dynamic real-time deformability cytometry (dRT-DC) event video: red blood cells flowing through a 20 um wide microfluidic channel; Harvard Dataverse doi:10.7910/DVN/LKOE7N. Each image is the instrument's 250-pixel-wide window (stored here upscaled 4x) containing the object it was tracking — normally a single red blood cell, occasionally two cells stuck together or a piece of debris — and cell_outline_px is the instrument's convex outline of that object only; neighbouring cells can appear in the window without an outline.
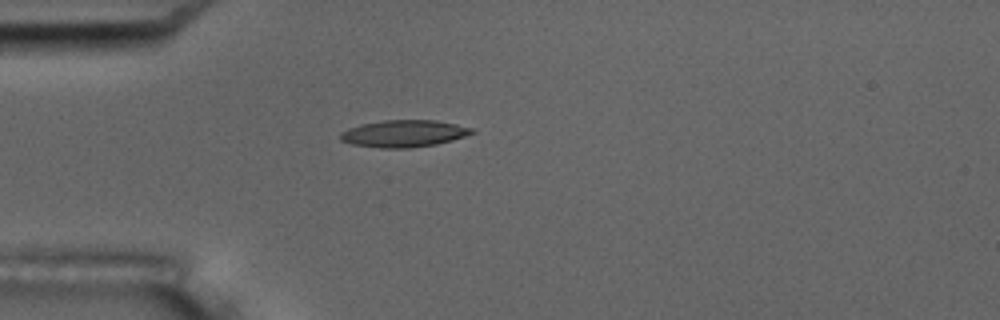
{"species": "common noctule bat (a hibernating species)", "species_latin": "Nyctalus noctula", "temperature_condition": "room temperature", "stored_images_in_passage": 4, "camera_frame_rate_fps": 3000, "um_per_image_px": 0.085, "animal": {"sex": "male", "body_mass_g": 17.5, "forearm_length_mm": 52.3}, "frame": {"image": 1, "passage_image": 4, "time_ms": 3.333, "image_size_px": [1000, 320], "cell_outline_px": [[476, 132], [452, 140], [436, 144], [408, 148], [380, 148], [352, 144], [340, 140], [340, 132], [348, 128], [364, 124], [384, 120], [436, 120], [456, 124], [472, 128]], "centroid_in_image_um": [34.32, 11.35], "position_along_channel_um": 50.7, "area_um2": 20.58}}